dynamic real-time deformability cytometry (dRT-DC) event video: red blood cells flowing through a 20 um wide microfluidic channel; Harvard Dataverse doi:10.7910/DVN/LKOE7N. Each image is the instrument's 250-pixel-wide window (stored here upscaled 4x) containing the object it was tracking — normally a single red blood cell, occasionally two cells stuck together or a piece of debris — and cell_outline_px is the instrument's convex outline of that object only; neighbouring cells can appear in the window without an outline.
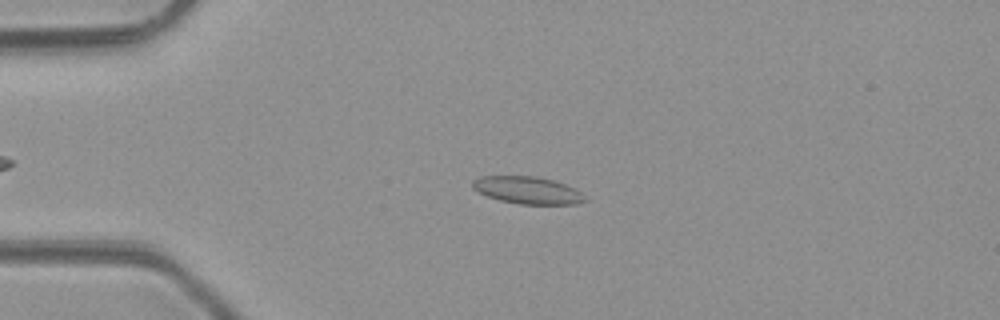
{"species": "common noctule bat (a hibernating species)", "species_latin": "Nyctalus noctula", "temperature_condition": "room temperature", "stored_images_in_passage": 7, "camera_frame_rate_fps": 3000, "um_per_image_px": 0.085, "animal": {"sex": "male", "body_mass_g": 23.1, "forearm_length_mm": 52.7}, "frame": {"image": 1, "passage_image": 4, "time_ms": 3.667, "image_size_px": [1000, 320], "cell_outline_px": [[588, 200], [576, 204], [520, 204], [500, 200], [488, 196], [472, 188], [472, 180], [480, 176], [536, 176], [556, 180], [576, 188]], "centroid_in_image_um": [44.87, 16.16], "position_along_channel_um": 40.1, "area_um2": 17.98}}
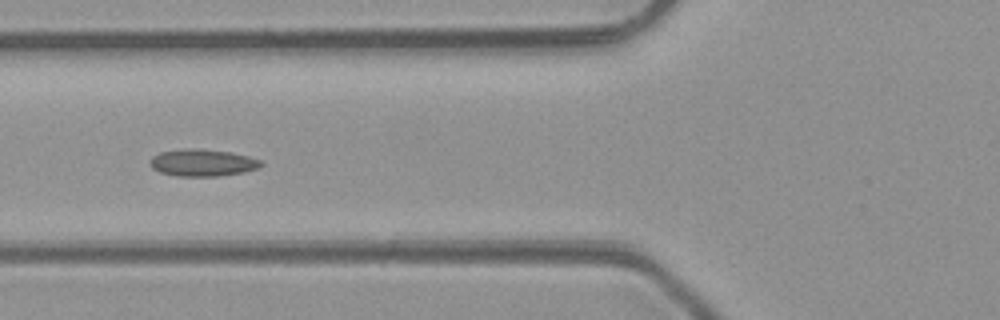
{"frame": {"image": 2, "passage_image": 6, "time_ms": 6.0, "image_size_px": [1000, 320], "cell_outline_px": [[264, 164], [260, 168], [244, 172], [216, 176], [176, 176], [160, 172], [152, 168], [148, 164], [148, 160], [152, 156], [160, 152], [184, 148], [196, 148], [232, 152], [248, 156], [260, 160]], "centroid_in_image_um": [17.19, 13.82], "position_along_channel_um": 108.6, "area_um2": 17.74}}
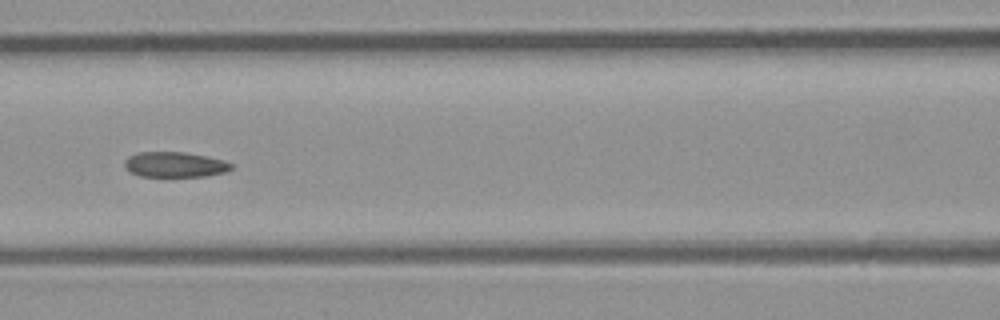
{"frame": {"image": 3, "passage_image": 7, "time_ms": 7.0, "image_size_px": [1000, 320], "cell_outline_px": [[232, 168], [224, 172], [208, 176], [140, 176], [132, 172], [124, 164], [124, 160], [128, 156], [136, 152], [184, 152], [224, 160], [232, 164]], "centroid_in_image_um": [14.85, 13.98], "position_along_channel_um": 151.7, "area_um2": 15.55}}